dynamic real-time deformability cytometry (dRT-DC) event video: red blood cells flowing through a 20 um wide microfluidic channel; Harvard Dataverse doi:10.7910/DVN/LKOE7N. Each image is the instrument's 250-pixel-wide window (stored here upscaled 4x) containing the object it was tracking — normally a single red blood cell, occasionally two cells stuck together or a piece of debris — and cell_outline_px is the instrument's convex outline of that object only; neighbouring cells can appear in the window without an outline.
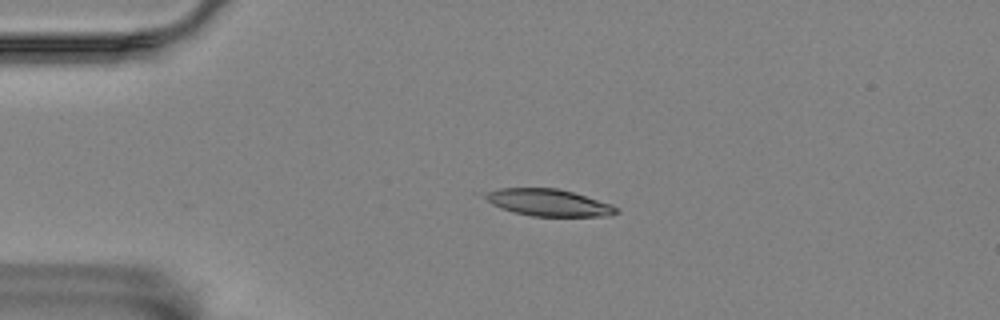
{"species": "Egyptian fruit bat (a non-hibernating species)", "species_latin": "Rousettus aegyptiacus", "temperature_condition": "room temperature", "stored_images_in_passage": 13, "camera_frame_rate_fps": 3000, "um_per_image_px": 0.085, "animal": {"sex": "female"}, "frame": {"image": 1, "passage_image": 2, "time_ms": 1.333, "image_size_px": [1000, 320], "cell_outline_px": [[620, 212], [608, 216], [532, 216], [512, 212], [500, 208], [492, 204], [472, 192], [496, 188], [556, 188], [572, 192], [612, 204], [620, 208]], "centroid_in_image_um": [46.47, 17.2], "position_along_channel_um": 38.5, "area_um2": 21.27}}
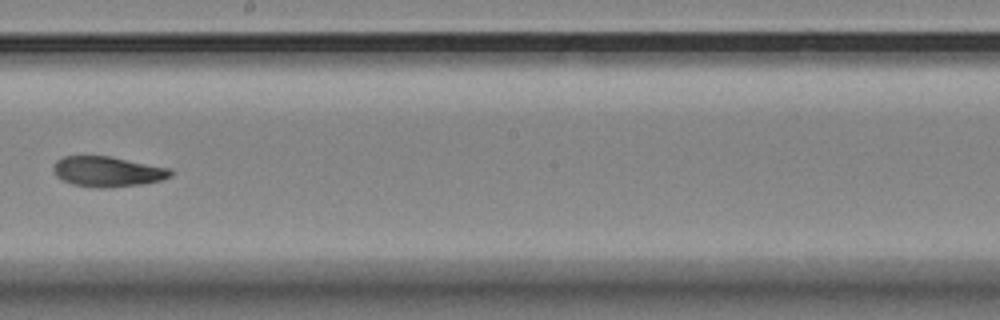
{"frame": {"image": 2, "passage_image": 7, "time_ms": 8.0, "image_size_px": [1000, 320], "cell_outline_px": [[172, 176], [160, 180], [140, 184], [108, 188], [96, 188], [72, 184], [56, 176], [52, 168], [56, 160], [64, 156], [112, 156], [172, 168]], "centroid_in_image_um": [9.15, 14.57], "position_along_channel_um": 239.0, "area_um2": 20.87}}
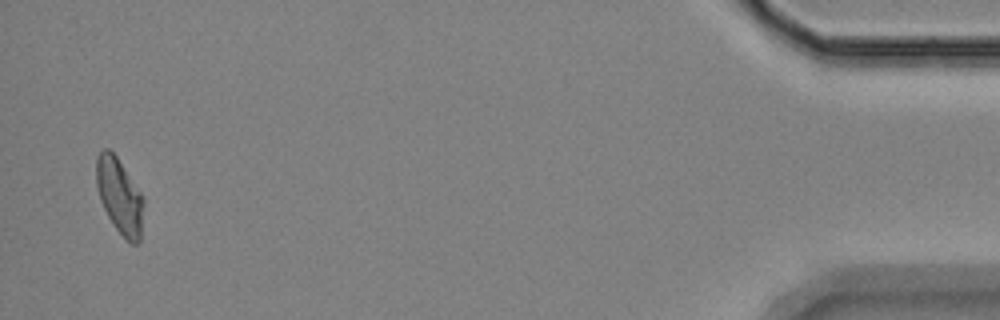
{"frame": {"image": 3, "passage_image": 13, "time_ms": 15.667, "image_size_px": [1000, 320], "cell_outline_px": [[144, 204], [140, 240], [136, 244], [132, 244], [116, 228], [108, 216], [100, 200], [96, 184], [96, 156], [104, 148], [108, 148], [116, 156], [144, 196]], "centroid_in_image_um": [10.17, 16.64], "position_along_channel_um": 425.0, "area_um2": 20.69}, "authors_computed_cell_mechanics": {"area_um2": 20.8658, "velocity_mm_per_s": 3.4956, "shape_relaxation_time_tau1_ms": 5.9717, "shape_relaxation_time_tau2_ms": 6.5253, "deformation_change_tau1": 0.1899, "deformation_change_tau2": 0.1213}}